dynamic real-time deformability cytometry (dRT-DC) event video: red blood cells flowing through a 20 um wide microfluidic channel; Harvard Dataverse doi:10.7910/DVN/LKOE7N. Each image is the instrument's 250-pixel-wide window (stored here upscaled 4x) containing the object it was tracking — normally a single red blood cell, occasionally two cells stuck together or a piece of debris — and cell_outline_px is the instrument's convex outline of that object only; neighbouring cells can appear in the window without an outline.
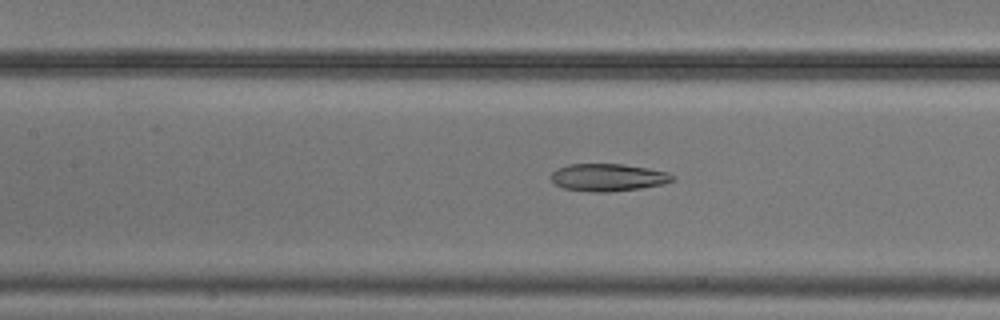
{"species": "common noctule bat (a hibernating species)", "species_latin": "Nyctalus noctula", "temperature_condition": "cold", "stored_images_in_passage": 52, "camera_frame_rate_fps": 3000, "um_per_image_px": 0.085, "animal": {"sex": "male", "body_mass_g": 20.5, "forearm_length_mm": 52.5}, "frame": {"image": 1, "passage_image": 23, "time_ms": 7.333, "image_size_px": [1000, 320], "cell_outline_px": [[676, 176], [672, 180], [664, 184], [640, 188], [608, 192], [592, 192], [564, 188], [556, 184], [552, 180], [552, 172], [556, 168], [568, 164], [624, 164], [648, 168], [668, 172]], "centroid_in_image_um": [51.7, 15.07], "position_along_channel_um": 155.7, "area_um2": 19.42}}
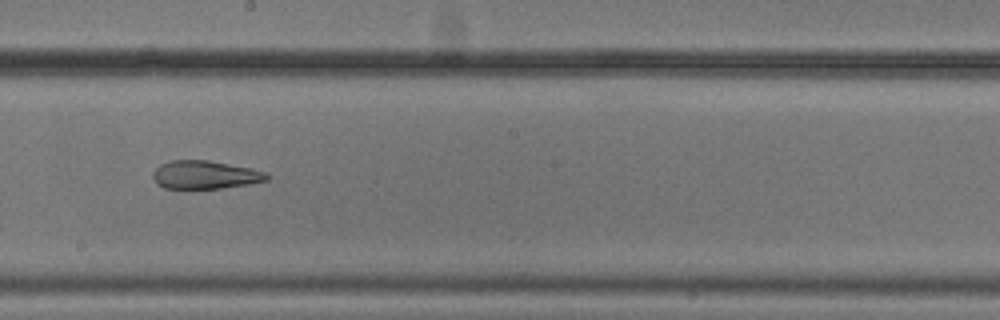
{"frame": {"image": 2, "passage_image": 29, "time_ms": 9.333, "image_size_px": [1000, 320], "cell_outline_px": [[268, 180], [248, 184], [220, 188], [164, 188], [156, 184], [152, 176], [152, 172], [160, 164], [172, 160], [208, 160], [252, 168], [268, 172]], "centroid_in_image_um": [17.42, 14.85], "position_along_channel_um": 230.8, "area_um2": 18.79}}
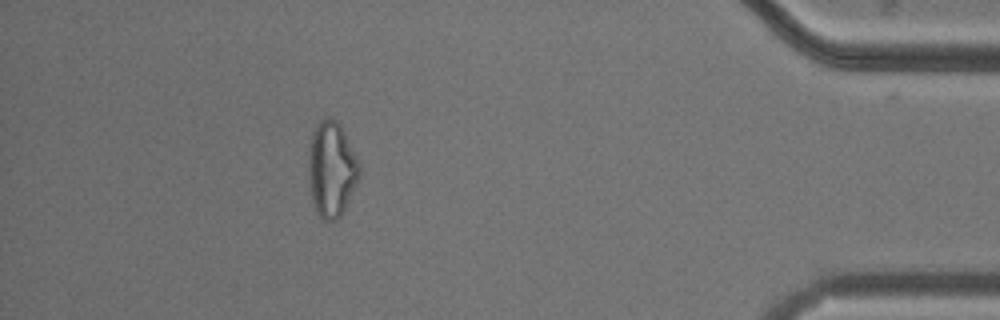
{"frame": {"image": 3, "passage_image": 47, "time_ms": 15.333, "image_size_px": [1000, 320], "cell_outline_px": [[360, 176], [340, 216], [336, 220], [320, 220], [316, 212], [312, 200], [308, 176], [308, 156], [312, 132], [316, 124], [320, 120], [328, 116], [336, 120], [340, 124], [360, 164]], "centroid_in_image_um": [28.16, 14.37], "position_along_channel_um": 407.0, "area_um2": 28.32}, "authors_computed_cell_mechanics": {"area_um2": 24.7673, "velocity_mm_per_s": 3.7616, "shape_relaxation_time_tau1_ms": null, "shape_relaxation_time_tau2_ms": 5.8041, "deformation_change_tau1": null, "deformation_change_tau2": 0.1547}}